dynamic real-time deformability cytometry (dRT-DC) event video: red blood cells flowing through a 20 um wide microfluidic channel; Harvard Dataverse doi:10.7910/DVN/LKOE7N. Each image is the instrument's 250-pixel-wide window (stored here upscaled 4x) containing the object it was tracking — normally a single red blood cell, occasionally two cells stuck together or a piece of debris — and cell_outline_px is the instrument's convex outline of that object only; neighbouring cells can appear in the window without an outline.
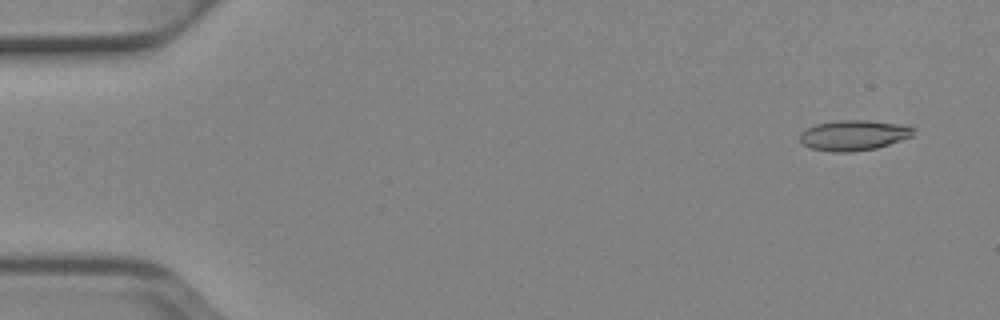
{"species": "Egyptian fruit bat (a non-hibernating species)", "species_latin": "Rousettus aegyptiacus", "temperature_condition": "cold", "stored_images_in_passage": 51, "camera_frame_rate_fps": 3000, "um_per_image_px": 0.085, "animal": {"sex": "female"}, "frame": {"image": 1, "passage_image": 3, "time_ms": 0.667, "image_size_px": [1000, 320], "cell_outline_px": [[916, 128], [912, 136], [876, 148], [848, 152], [832, 152], [812, 148], [804, 144], [800, 140], [800, 132], [816, 124], [840, 120], [864, 120], [908, 124]], "centroid_in_image_um": [72.61, 11.48], "position_along_channel_um": 12.4, "area_um2": 20.06}}
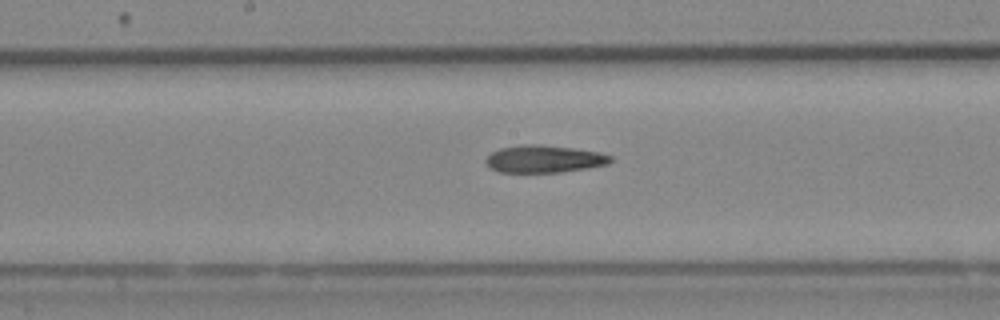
{"frame": {"image": 2, "passage_image": 27, "time_ms": 8.667, "image_size_px": [1000, 320], "cell_outline_px": [[612, 160], [608, 164], [588, 168], [560, 172], [500, 172], [488, 168], [484, 164], [484, 160], [492, 152], [500, 148], [524, 144], [536, 144], [572, 148], [600, 152], [612, 156]], "centroid_in_image_um": [46.22, 13.51], "position_along_channel_um": 202.0, "area_um2": 20.0}}
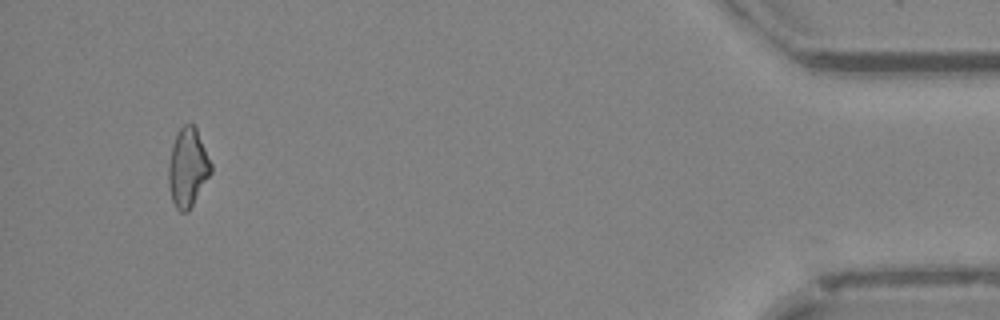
{"frame": {"image": 3, "passage_image": 49, "time_ms": 16.0, "image_size_px": [1000, 320], "cell_outline_px": [[212, 172], [188, 212], [180, 212], [176, 208], [172, 200], [168, 184], [168, 164], [172, 144], [180, 128], [184, 124], [192, 124], [196, 128], [212, 164]], "centroid_in_image_um": [15.95, 14.26], "position_along_channel_um": 419.2, "area_um2": 19.42}, "authors_computed_cell_mechanics": {"area_um2": 19.8832, "velocity_mm_per_s": 3.9406, "shape_relaxation_time_tau1_ms": null, "shape_relaxation_time_tau2_ms": 4.6715, "deformation_change_tau1": null, "deformation_change_tau2": 0.148}}